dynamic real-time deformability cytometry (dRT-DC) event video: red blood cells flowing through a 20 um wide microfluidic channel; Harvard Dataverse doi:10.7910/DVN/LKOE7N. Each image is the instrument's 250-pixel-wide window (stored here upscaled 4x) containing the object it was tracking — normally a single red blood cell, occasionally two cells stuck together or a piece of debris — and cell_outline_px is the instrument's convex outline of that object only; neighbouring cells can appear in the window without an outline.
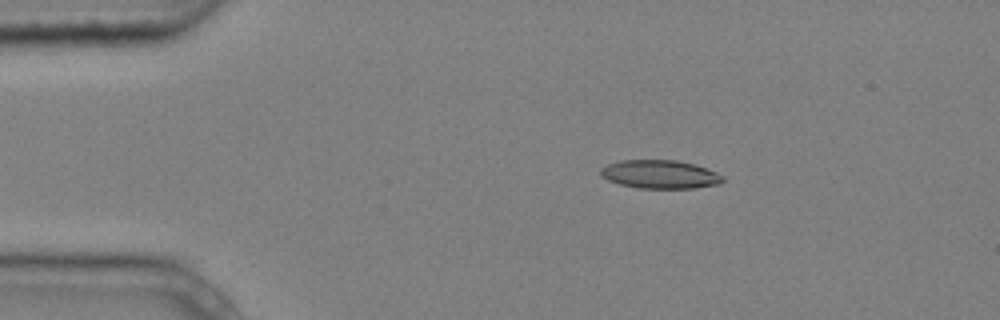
{"species": "common noctule bat (a hibernating species)", "species_latin": "Nyctalus noctula", "temperature_condition": "cold", "stored_images_in_passage": 7, "camera_frame_rate_fps": 3000, "um_per_image_px": 0.085, "animal": {"sex": "male", "body_mass_g": 20.4}, "frame": {"image": 1, "passage_image": 1, "time_ms": 0.0, "image_size_px": [1000, 320], "cell_outline_px": [[724, 180], [720, 184], [692, 188], [640, 188], [620, 184], [608, 180], [600, 176], [600, 168], [608, 164], [620, 160], [676, 160], [692, 164], [716, 172], [724, 176]], "centroid_in_image_um": [56.08, 14.82], "position_along_channel_um": 28.9, "area_um2": 20.17}}
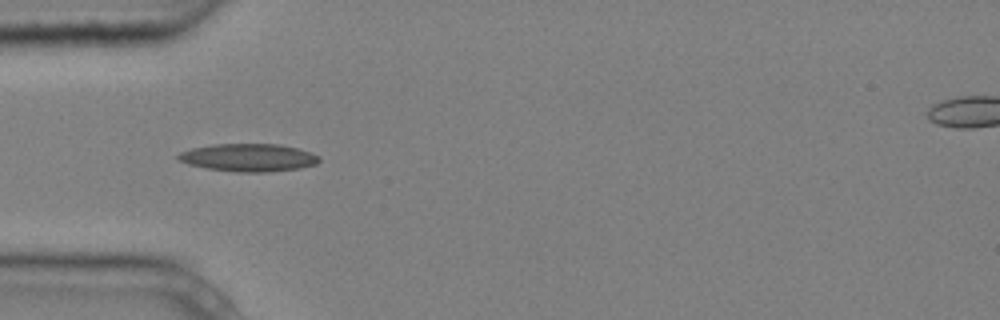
{"frame": {"image": 2, "passage_image": 3, "time_ms": 0.667, "image_size_px": [1000, 320], "cell_outline_px": [[320, 160], [316, 164], [300, 168], [268, 172], [236, 172], [208, 168], [188, 164], [180, 160], [176, 156], [180, 152], [192, 148], [212, 144], [280, 144], [312, 152], [320, 156]], "centroid_in_image_um": [21.15, 13.39], "position_along_channel_um": 63.8, "area_um2": 22.83}}
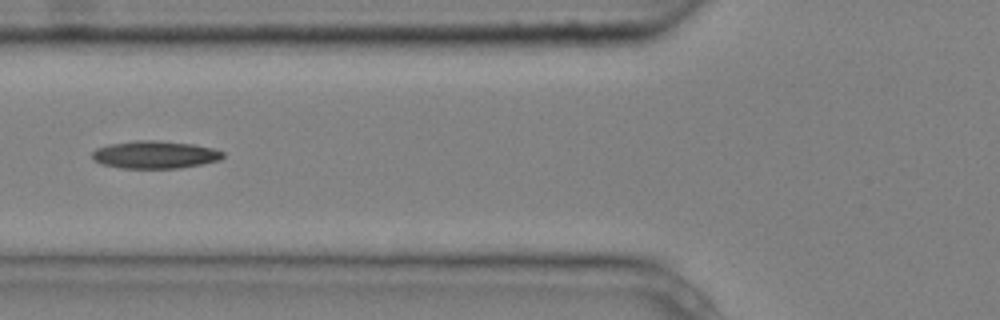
{"frame": {"image": 3, "passage_image": 4, "time_ms": 1.0, "image_size_px": [1000, 320], "cell_outline_px": [[224, 156], [220, 160], [180, 168], [120, 168], [100, 164], [92, 160], [92, 152], [96, 148], [108, 144], [136, 140], [156, 140], [192, 144], [212, 148], [224, 152]], "centroid_in_image_um": [13.12, 13.15], "position_along_channel_um": 112.7, "area_um2": 21.15}}